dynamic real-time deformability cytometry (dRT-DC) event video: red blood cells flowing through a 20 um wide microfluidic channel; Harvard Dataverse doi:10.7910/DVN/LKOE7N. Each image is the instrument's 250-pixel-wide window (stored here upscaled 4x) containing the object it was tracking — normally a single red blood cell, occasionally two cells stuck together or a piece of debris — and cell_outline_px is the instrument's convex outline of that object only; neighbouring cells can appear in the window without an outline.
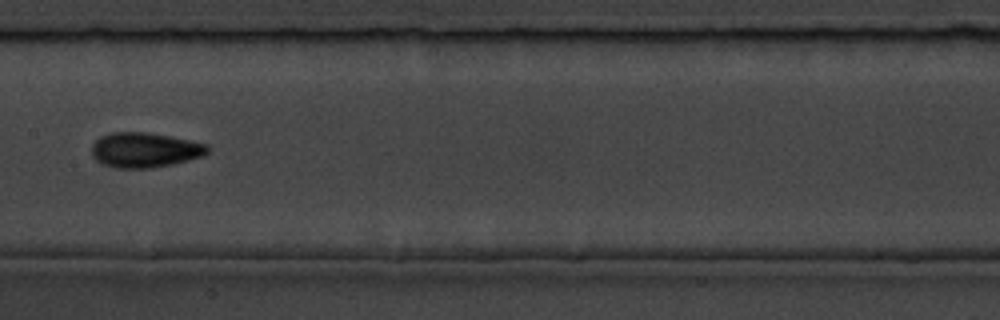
{"species": "common noctule bat (a hibernating species)", "species_latin": "Nyctalus noctula", "temperature_condition": "room temperature", "stored_images_in_passage": 10, "camera_frame_rate_fps": 3000, "um_per_image_px": 0.085, "animal": {"sex": "male", "body_mass_g": 19.5, "forearm_length_mm": 54.6}, "frame": {"image": 1, "passage_image": 6, "time_ms": 5.667, "image_size_px": [1000, 320], "cell_outline_px": [[208, 152], [204, 156], [172, 164], [152, 168], [116, 168], [104, 164], [96, 160], [92, 156], [92, 144], [100, 136], [108, 132], [148, 132], [208, 144]], "centroid_in_image_um": [12.28, 12.74], "position_along_channel_um": 195.1, "area_um2": 23.64}}